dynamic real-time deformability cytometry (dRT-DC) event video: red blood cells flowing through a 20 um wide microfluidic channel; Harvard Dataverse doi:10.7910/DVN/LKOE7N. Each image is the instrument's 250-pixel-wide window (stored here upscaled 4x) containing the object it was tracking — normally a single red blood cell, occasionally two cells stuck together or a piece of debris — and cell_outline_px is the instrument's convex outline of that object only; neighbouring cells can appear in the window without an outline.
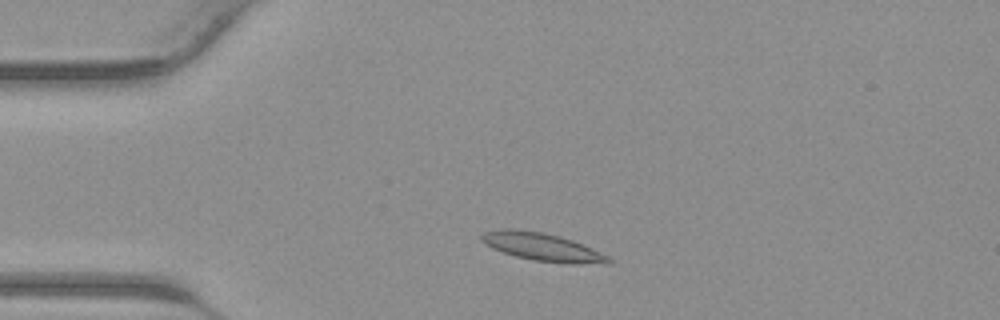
{"species": "common noctule bat (a hibernating species)", "species_latin": "Nyctalus noctula", "temperature_condition": "warm", "stored_images_in_passage": 37, "camera_frame_rate_fps": 3000, "um_per_image_px": 0.085, "animal": {"sex": "male", "body_mass_g": 23.1, "forearm_length_mm": 52.7}, "frame": {"image": 1, "passage_image": 5, "time_ms": 1.333, "image_size_px": [1000, 320], "cell_outline_px": [[612, 264], [568, 264], [532, 260], [516, 256], [492, 248], [484, 244], [480, 240], [480, 236], [484, 232], [500, 228], [516, 228], [540, 232], [560, 236], [572, 240], [592, 248], [608, 256], [612, 260]], "centroid_in_image_um": [46.1, 20.99], "position_along_channel_um": 38.9, "area_um2": 20.92}}
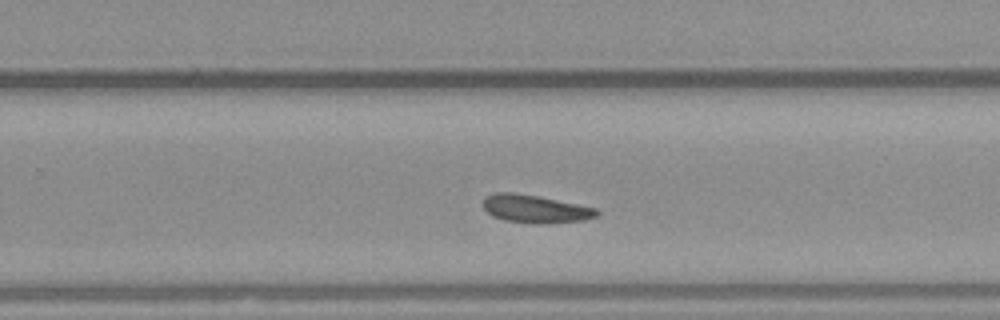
{"frame": {"image": 2, "passage_image": 22, "time_ms": 7.0, "image_size_px": [1000, 320], "cell_outline_px": [[600, 212], [596, 216], [584, 220], [540, 224], [532, 224], [504, 220], [488, 212], [484, 208], [484, 196], [496, 192], [512, 192], [536, 196], [596, 208]], "centroid_in_image_um": [45.48, 17.76], "position_along_channel_um": 284.3, "area_um2": 18.26}}
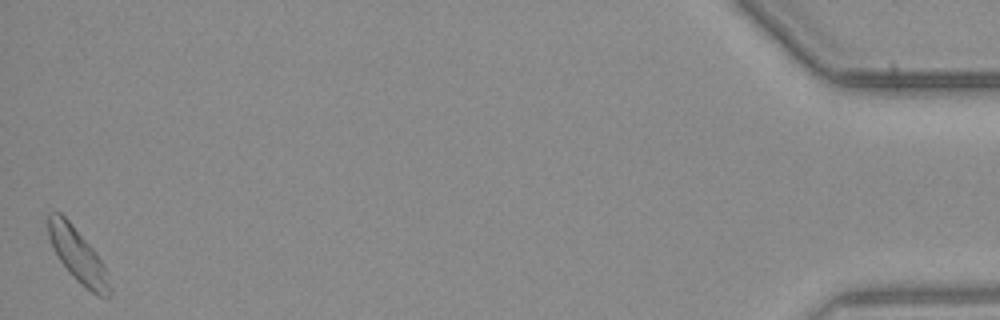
{"frame": {"image": 3, "passage_image": 37, "time_ms": 12.0, "image_size_px": [1000, 320], "cell_outline_px": [[112, 288], [108, 296], [96, 296], [80, 284], [68, 272], [60, 260], [48, 236], [48, 212], [60, 212], [72, 224], [96, 252], [104, 264]], "centroid_in_image_um": [6.63, 21.72], "position_along_channel_um": 428.6, "area_um2": 19.19}}